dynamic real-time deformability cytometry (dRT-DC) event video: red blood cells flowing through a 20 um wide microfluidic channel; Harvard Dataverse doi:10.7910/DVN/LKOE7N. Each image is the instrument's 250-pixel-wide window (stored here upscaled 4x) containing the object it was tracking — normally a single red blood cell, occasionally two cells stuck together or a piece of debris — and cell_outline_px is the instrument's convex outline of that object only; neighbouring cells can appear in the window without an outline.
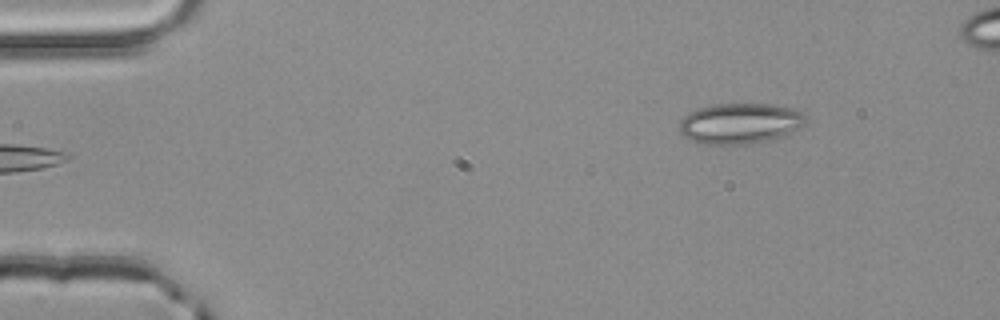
{"species": "common noctule bat (a hibernating species)", "species_latin": "Nyctalus noctula", "temperature_condition": "room temperature", "stored_images_in_passage": 45, "camera_frame_rate_fps": 3000, "um_per_image_px": 0.085, "animal": {"sex": "male", "body_mass_g": 20.4}, "frame": {"image": 1, "passage_image": 1, "time_ms": 0.0, "image_size_px": [1000, 320], "cell_outline_px": [[808, 120], [800, 128], [780, 136], [748, 144], [704, 144], [680, 136], [680, 120], [688, 112], [712, 104], [768, 104], [792, 108], [800, 112]], "centroid_in_image_um": [62.85, 10.48], "position_along_channel_um": 22.1, "area_um2": 29.71}}
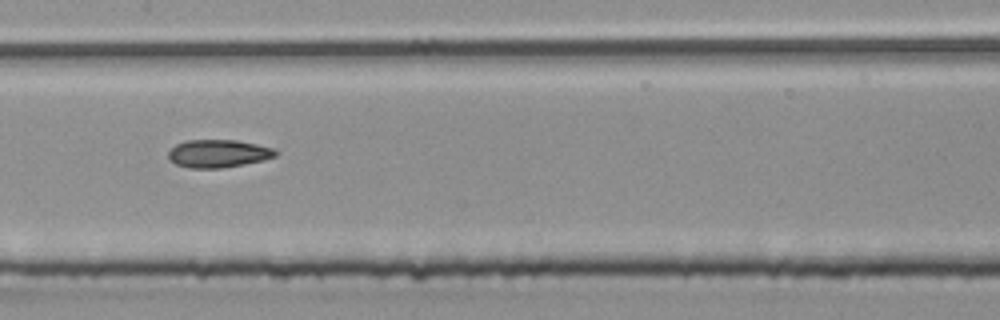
{"frame": {"image": 2, "passage_image": 20, "time_ms": 6.333, "image_size_px": [1000, 320], "cell_outline_px": [[280, 152], [276, 156], [264, 160], [244, 164], [220, 168], [188, 168], [176, 164], [168, 156], [168, 152], [176, 144], [188, 140], [236, 140], [256, 144], [272, 148]], "centroid_in_image_um": [18.57, 13.05], "position_along_channel_um": 188.8, "area_um2": 17.34}}
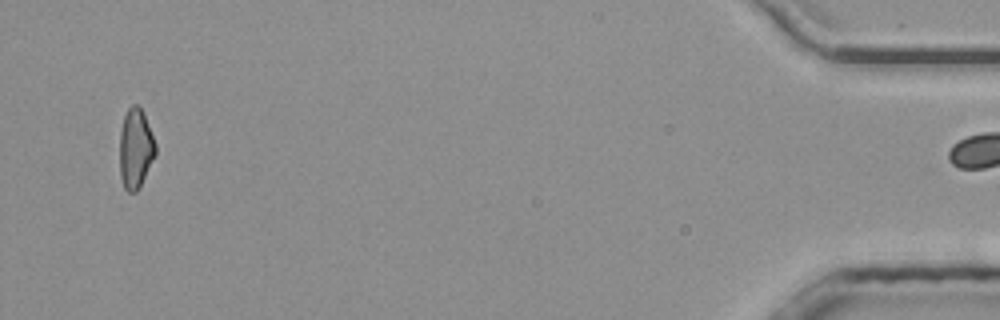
{"frame": {"image": 3, "passage_image": 44, "time_ms": 14.333, "image_size_px": [1000, 320], "cell_outline_px": [[156, 152], [136, 192], [128, 192], [124, 188], [120, 176], [120, 132], [124, 116], [128, 108], [132, 104], [136, 104], [140, 108], [144, 116], [156, 144]], "centroid_in_image_um": [11.49, 12.62], "position_along_channel_um": 423.7, "area_um2": 16.24}, "authors_computed_cell_mechanics": {"area_um2": 17.2822, "velocity_mm_per_s": 4.0424, "shape_relaxation_time_tau1_ms": null, "shape_relaxation_time_tau2_ms": 5.4289, "deformation_change_tau1": null, "deformation_change_tau2": 0.1394}}